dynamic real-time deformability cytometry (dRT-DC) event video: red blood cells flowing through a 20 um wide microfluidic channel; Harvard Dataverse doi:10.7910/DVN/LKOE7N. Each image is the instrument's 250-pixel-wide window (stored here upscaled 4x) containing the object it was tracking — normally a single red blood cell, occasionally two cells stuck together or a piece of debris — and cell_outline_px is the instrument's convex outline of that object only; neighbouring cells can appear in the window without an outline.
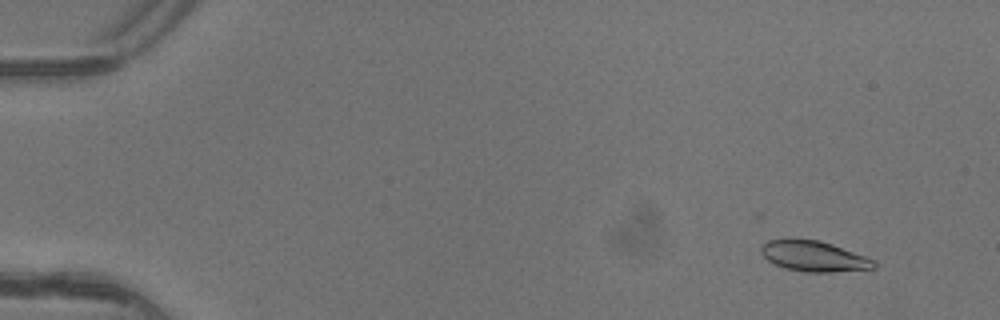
{"species": "common noctule bat (a hibernating species)", "species_latin": "Nyctalus noctula", "temperature_condition": "warm", "stored_images_in_passage": 7, "camera_frame_rate_fps": 3000, "um_per_image_px": 0.085, "animal": {"sex": "female"}, "frame": {"image": 1, "passage_image": 2, "time_ms": 0.333, "image_size_px": [1000, 320], "cell_outline_px": [[876, 268], [832, 272], [804, 272], [784, 268], [768, 260], [760, 252], [760, 248], [768, 240], [792, 236], [820, 240], [832, 244], [864, 256], [872, 260], [876, 264]], "centroid_in_image_um": [69.11, 21.74], "position_along_channel_um": 15.9, "area_um2": 20.4}}
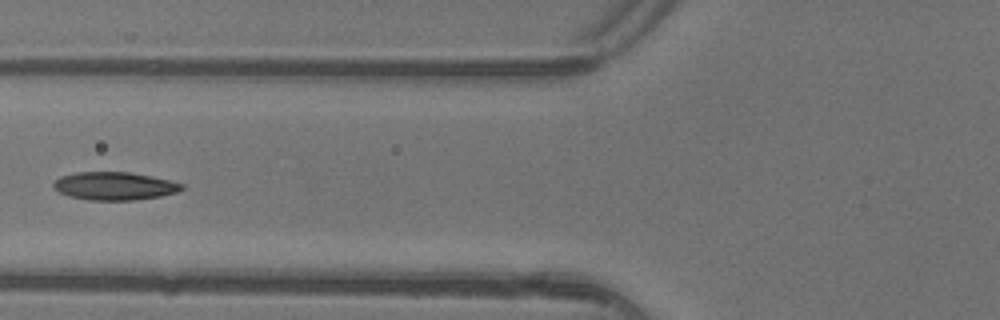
{"frame": {"image": 2, "passage_image": 6, "time_ms": 1.667, "image_size_px": [1000, 320], "cell_outline_px": [[184, 188], [176, 192], [160, 196], [132, 200], [88, 200], [72, 196], [60, 192], [52, 188], [52, 184], [60, 176], [76, 172], [132, 172], [172, 180], [184, 184]], "centroid_in_image_um": [9.75, 15.8], "position_along_channel_um": 116.1, "area_um2": 20.98}}
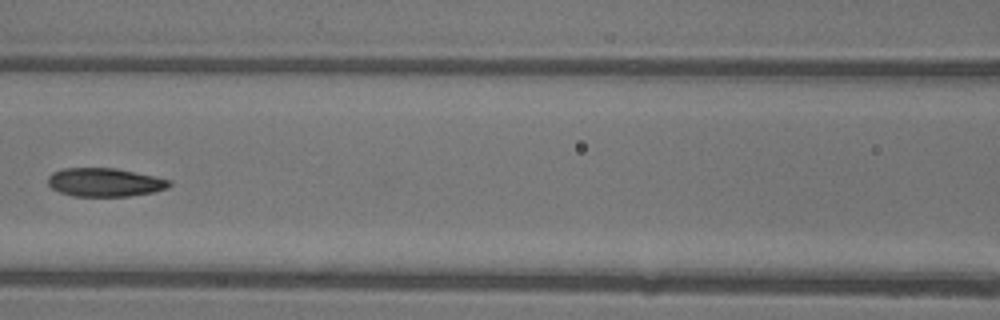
{"frame": {"image": 3, "passage_image": 7, "time_ms": 2.0, "image_size_px": [1000, 320], "cell_outline_px": [[172, 184], [168, 188], [152, 192], [128, 196], [72, 196], [60, 192], [52, 188], [48, 184], [48, 176], [52, 172], [64, 168], [116, 168], [172, 180]], "centroid_in_image_um": [8.9, 15.49], "position_along_channel_um": 157.7, "area_um2": 20.17}}